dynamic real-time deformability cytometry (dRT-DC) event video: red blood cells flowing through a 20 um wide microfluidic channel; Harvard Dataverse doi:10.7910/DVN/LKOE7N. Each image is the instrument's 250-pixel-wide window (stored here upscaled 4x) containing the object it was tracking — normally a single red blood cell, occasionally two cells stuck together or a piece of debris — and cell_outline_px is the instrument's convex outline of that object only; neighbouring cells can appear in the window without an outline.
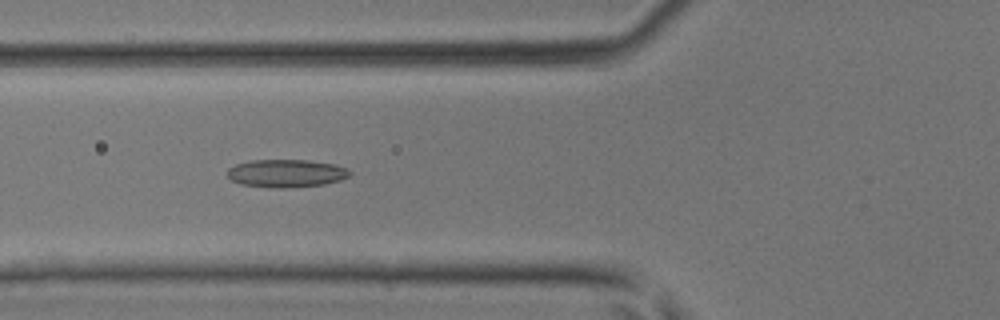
{"species": "common noctule bat (a hibernating species)", "species_latin": "Nyctalus noctula", "temperature_condition": "room temperature", "stored_images_in_passage": 33, "camera_frame_rate_fps": 3000, "um_per_image_px": 0.085, "animal": {"sex": "male", "body_mass_g": 17.9, "forearm_length_mm": 54.2}, "frame": {"image": 1, "passage_image": 6, "time_ms": 1.667, "image_size_px": [1000, 320], "cell_outline_px": [[352, 172], [348, 176], [340, 180], [324, 184], [280, 188], [268, 188], [240, 184], [232, 180], [228, 176], [228, 168], [236, 164], [248, 160], [308, 160], [336, 164], [348, 168]], "centroid_in_image_um": [24.33, 14.72], "position_along_channel_um": 101.5, "area_um2": 20.0}}
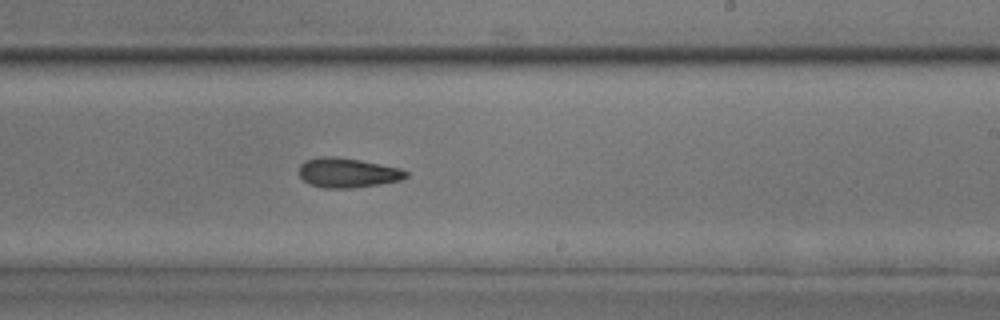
{"frame": {"image": 2, "passage_image": 16, "time_ms": 5.0, "image_size_px": [1000, 320], "cell_outline_px": [[408, 176], [400, 180], [380, 184], [352, 188], [320, 188], [308, 184], [300, 176], [300, 164], [304, 160], [320, 156], [336, 156], [360, 160], [400, 168], [408, 172]], "centroid_in_image_um": [29.52, 14.68], "position_along_channel_um": 259.5, "area_um2": 18.61}}
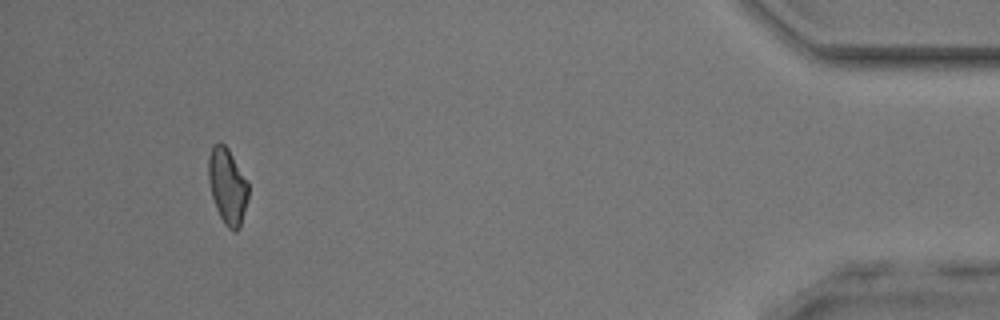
{"frame": {"image": 3, "passage_image": 30, "time_ms": 9.667, "image_size_px": [1000, 320], "cell_outline_px": [[248, 200], [240, 228], [236, 232], [232, 232], [224, 224], [216, 208], [212, 196], [208, 180], [208, 156], [212, 144], [220, 140], [228, 148], [248, 184]], "centroid_in_image_um": [19.32, 15.82], "position_along_channel_um": 415.9, "area_um2": 17.8}}